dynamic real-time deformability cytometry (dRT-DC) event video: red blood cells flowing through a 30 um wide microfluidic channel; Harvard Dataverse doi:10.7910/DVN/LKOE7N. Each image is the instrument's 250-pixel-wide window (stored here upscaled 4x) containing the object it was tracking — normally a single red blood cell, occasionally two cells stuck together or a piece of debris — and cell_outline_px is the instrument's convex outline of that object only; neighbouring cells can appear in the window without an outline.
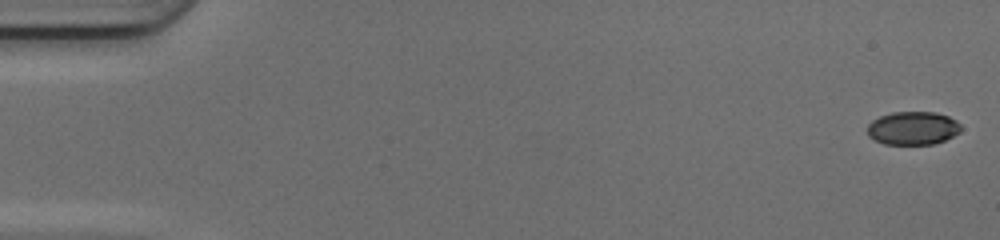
{"species": "common noctule bat (a hibernating species)", "species_latin": "Nyctalus noctula", "temperature_condition": "cold", "stored_images_in_passage": 50, "camera_frame_rate_fps": 3000, "um_per_image_px": 0.085, "animal": {"sex": "female", "body_mass_g": 17.0, "forearm_length_mm": 48.0}, "frame": {"image": 1, "passage_image": 1, "time_ms": 0.0, "image_size_px": [1000, 240], "cell_outline_px": [[960, 132], [944, 140], [932, 144], [884, 144], [868, 136], [868, 124], [872, 120], [880, 116], [892, 112], [936, 112], [948, 116], [956, 120], [960, 124]], "centroid_in_image_um": [77.59, 10.88], "position_along_channel_um": 7.4, "area_um2": 18.09}}
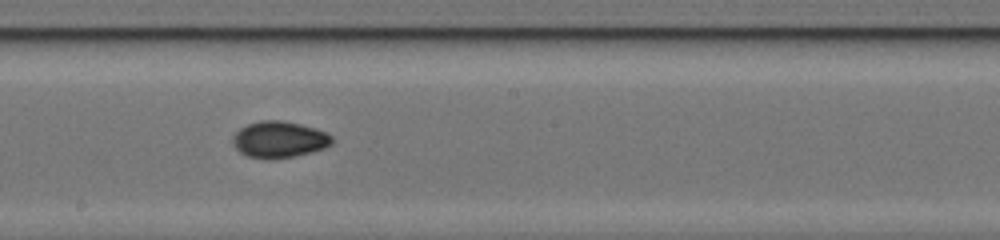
{"frame": {"image": 2, "passage_image": 28, "time_ms": 9.0, "image_size_px": [1000, 240], "cell_outline_px": [[336, 140], [332, 144], [324, 148], [312, 152], [292, 156], [248, 156], [240, 152], [232, 144], [232, 136], [240, 128], [248, 124], [260, 120], [280, 120], [300, 124], [316, 128], [332, 136]], "centroid_in_image_um": [23.76, 11.81], "position_along_channel_um": 224.4, "area_um2": 20.58}}
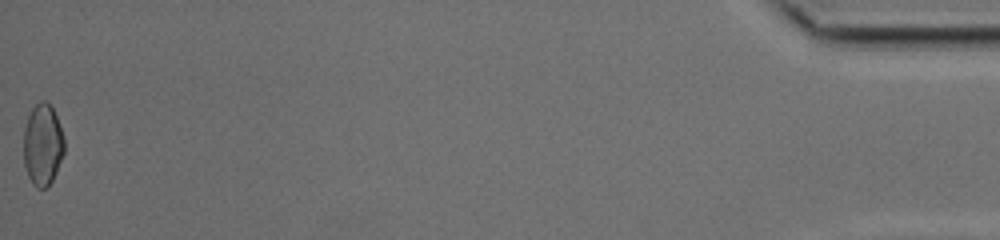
{"frame": {"image": 3, "passage_image": 50, "time_ms": 16.333, "image_size_px": [1000, 240], "cell_outline_px": [[64, 152], [56, 172], [48, 188], [36, 188], [32, 184], [28, 176], [24, 164], [24, 128], [28, 116], [32, 108], [40, 100], [44, 100], [52, 108], [56, 116], [64, 140]], "centroid_in_image_um": [3.61, 12.33], "position_along_channel_um": 431.6, "area_um2": 19.25}, "authors_computed_cell_mechanics": {"area_um2": 19.4786, "velocity_mm_per_s": 4.2113, "shape_relaxation_time_tau1_ms": 8.8322, "shape_relaxation_time_tau2_ms": 2.2929, "deformation_change_tau1": 0.1708, "deformation_change_tau2": 0.0409}}